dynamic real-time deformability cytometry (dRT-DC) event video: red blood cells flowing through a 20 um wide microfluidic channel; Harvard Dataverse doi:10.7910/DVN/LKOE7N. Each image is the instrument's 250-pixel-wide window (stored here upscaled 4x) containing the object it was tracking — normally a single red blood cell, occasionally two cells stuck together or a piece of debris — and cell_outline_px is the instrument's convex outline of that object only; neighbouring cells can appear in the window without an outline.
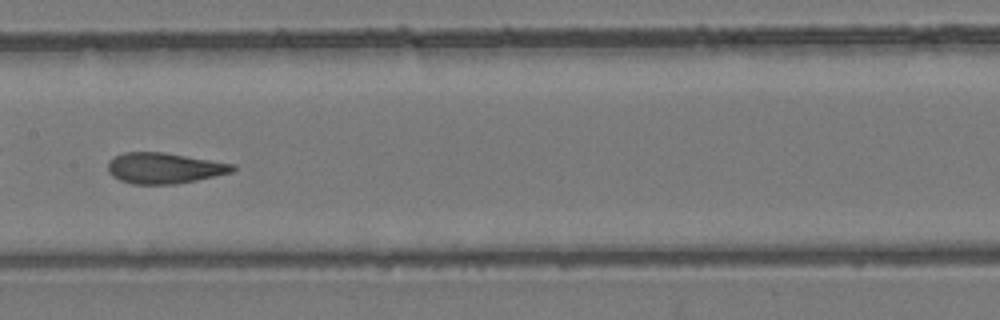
{"species": "common noctule bat (a hibernating species)", "species_latin": "Nyctalus noctula", "temperature_condition": "room temperature", "stored_images_in_passage": 38, "camera_frame_rate_fps": 3000, "um_per_image_px": 0.085, "animal": {"sex": "female", "body_mass_g": 24.6, "forearm_length_mm": 56.2}, "frame": {"image": 1, "passage_image": 12, "time_ms": 3.667, "image_size_px": [1000, 320], "cell_outline_px": [[236, 168], [232, 172], [196, 180], [176, 184], [132, 184], [120, 180], [112, 176], [108, 172], [108, 160], [124, 152], [164, 152], [236, 164]], "centroid_in_image_um": [13.95, 14.28], "position_along_channel_um": 193.4, "area_um2": 22.43}, "authors_computed_cell_mechanics": {"area_um2": 22.5709, "velocity_mm_per_s": 3.9287, "shape_relaxation_time_tau1_ms": null, "shape_relaxation_time_tau2_ms": 1.4214, "deformation_change_tau1": null, "deformation_change_tau2": 0.0625}}